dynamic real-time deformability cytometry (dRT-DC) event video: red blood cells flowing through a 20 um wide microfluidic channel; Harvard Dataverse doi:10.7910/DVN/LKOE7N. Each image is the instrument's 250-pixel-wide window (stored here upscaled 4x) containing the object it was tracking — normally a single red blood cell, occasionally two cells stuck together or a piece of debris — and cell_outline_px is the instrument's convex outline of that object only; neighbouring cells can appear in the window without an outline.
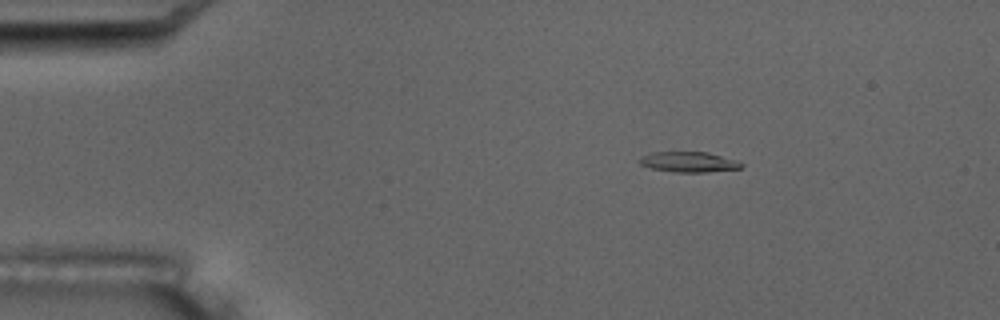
{"species": "common noctule bat (a hibernating species)", "species_latin": "Nyctalus noctula", "temperature_condition": "room temperature", "stored_images_in_passage": 5, "camera_frame_rate_fps": 3000, "um_per_image_px": 0.085, "animal": {"sex": "male", "body_mass_g": 17.5, "forearm_length_mm": 52.3}, "frame": {"image": 1, "passage_image": 3, "time_ms": 2.333, "image_size_px": [1000, 320], "cell_outline_px": [[744, 164], [740, 168], [704, 172], [676, 172], [652, 168], [640, 164], [636, 160], [640, 156], [652, 152], [708, 152], [736, 160]], "centroid_in_image_um": [58.5, 13.75], "position_along_channel_um": 26.5, "area_um2": 12.02}}